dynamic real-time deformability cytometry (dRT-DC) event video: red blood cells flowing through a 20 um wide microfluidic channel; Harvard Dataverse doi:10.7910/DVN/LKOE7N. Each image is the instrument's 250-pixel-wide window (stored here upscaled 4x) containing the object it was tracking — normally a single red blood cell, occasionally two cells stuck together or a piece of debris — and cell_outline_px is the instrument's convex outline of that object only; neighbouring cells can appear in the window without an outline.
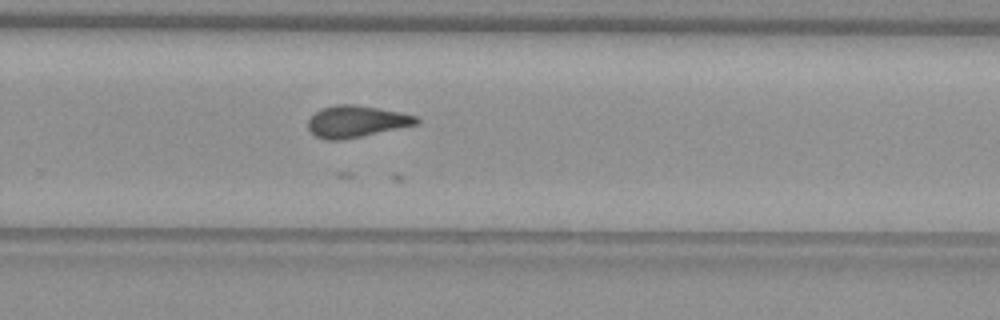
{"species": "common noctule bat (a hibernating species)", "species_latin": "Nyctalus noctula", "temperature_condition": "warm", "stored_images_in_passage": 41, "camera_frame_rate_fps": 3000, "um_per_image_px": 0.085, "animal": {"sex": "female", "body_mass_g": 29.2, "forearm_length_mm": 56.3}, "frame": {"image": 1, "passage_image": 23, "time_ms": 7.333, "image_size_px": [1000, 320], "cell_outline_px": [[420, 124], [344, 140], [328, 140], [316, 136], [308, 128], [308, 120], [320, 108], [336, 104], [352, 104], [400, 112], [416, 116], [420, 120]], "centroid_in_image_um": [30.3, 10.33], "position_along_channel_um": 299.5, "area_um2": 20.06}}